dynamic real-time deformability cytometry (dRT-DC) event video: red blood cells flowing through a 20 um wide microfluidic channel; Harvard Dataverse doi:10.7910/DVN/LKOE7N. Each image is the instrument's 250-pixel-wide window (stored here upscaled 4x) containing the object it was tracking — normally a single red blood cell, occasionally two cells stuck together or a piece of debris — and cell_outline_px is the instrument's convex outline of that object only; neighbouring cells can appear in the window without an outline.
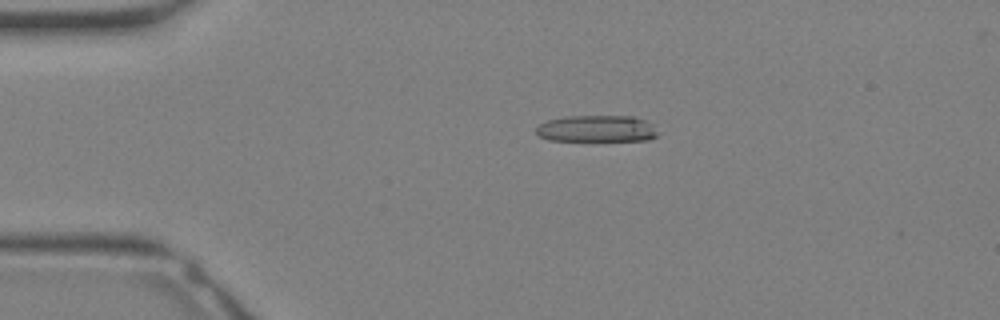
{"species": "Egyptian fruit bat (a non-hibernating species)", "species_latin": "Rousettus aegyptiacus", "temperature_condition": "warm", "stored_images_in_passage": 20, "camera_frame_rate_fps": 3000, "um_per_image_px": 0.085, "animal": {"sex": "female"}, "frame": {"image": 1, "passage_image": 7, "time_ms": 2.0, "image_size_px": [1000, 320], "cell_outline_px": [[656, 136], [648, 140], [548, 140], [540, 136], [536, 132], [536, 128], [540, 124], [548, 120], [564, 116], [636, 116], [652, 124], [656, 132]], "centroid_in_image_um": [50.71, 10.92], "position_along_channel_um": 34.3, "area_um2": 18.73}}
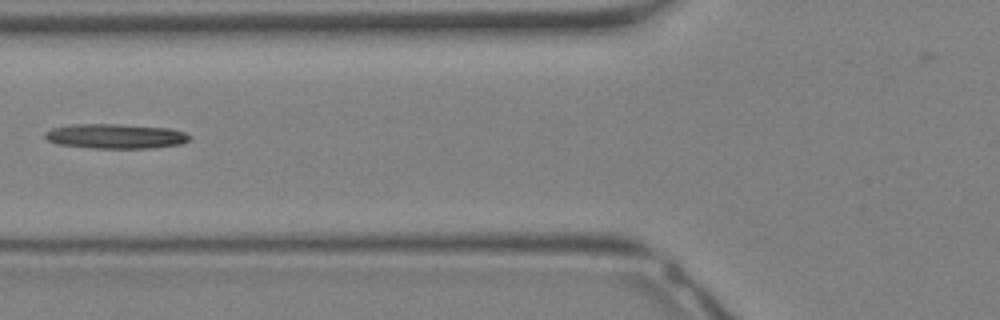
{"frame": {"image": 2, "passage_image": 13, "time_ms": 4.0, "image_size_px": [1000, 320], "cell_outline_px": [[192, 136], [188, 140], [180, 144], [152, 148], [92, 148], [56, 144], [48, 140], [44, 136], [44, 132], [52, 128], [72, 124], [120, 124], [168, 128], [184, 132]], "centroid_in_image_um": [9.79, 11.58], "position_along_channel_um": 116.0, "area_um2": 20.87}}
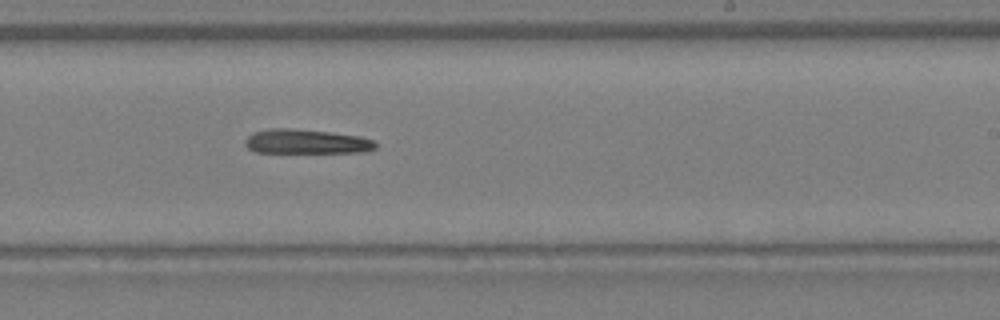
{"frame": {"image": 3, "passage_image": 20, "time_ms": 6.333, "image_size_px": [1000, 320], "cell_outline_px": [[376, 148], [360, 152], [256, 152], [248, 148], [244, 144], [244, 140], [252, 132], [268, 128], [288, 128], [328, 132], [360, 136], [376, 140]], "centroid_in_image_um": [26.01, 12.02], "position_along_channel_um": 263.0, "area_um2": 18.55}}